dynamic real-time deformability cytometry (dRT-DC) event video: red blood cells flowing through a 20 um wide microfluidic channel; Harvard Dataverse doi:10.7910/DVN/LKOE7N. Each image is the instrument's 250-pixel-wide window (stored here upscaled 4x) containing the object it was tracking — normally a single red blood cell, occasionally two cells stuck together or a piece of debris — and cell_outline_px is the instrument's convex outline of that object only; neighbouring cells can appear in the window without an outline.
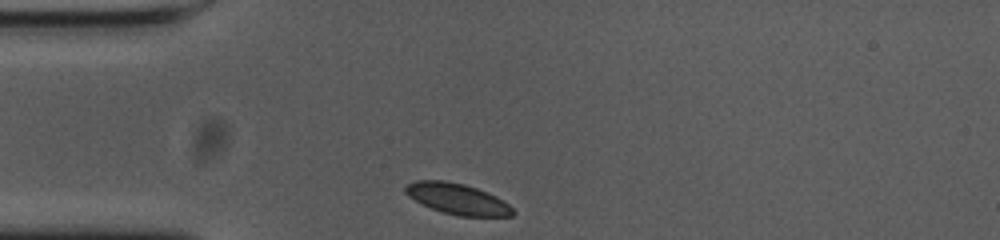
{"species": "common noctule bat (a hibernating species)", "species_latin": "Nyctalus noctula", "temperature_condition": "cold", "stored_images_in_passage": 31, "camera_frame_rate_fps": 3000, "um_per_image_px": 0.085, "animal": {"sex": "female", "body_mass_g": 23.0, "forearm_length_mm": 53.4}, "frame": {"image": 1, "passage_image": 1, "time_ms": 0.0, "image_size_px": [1000, 240], "cell_outline_px": [[516, 212], [512, 216], [460, 216], [444, 212], [432, 208], [408, 196], [404, 192], [404, 188], [408, 184], [416, 180], [444, 180], [464, 184], [488, 192], [496, 196], [508, 204]], "centroid_in_image_um": [38.89, 16.89], "position_along_channel_um": 46.1, "area_um2": 19.13}}
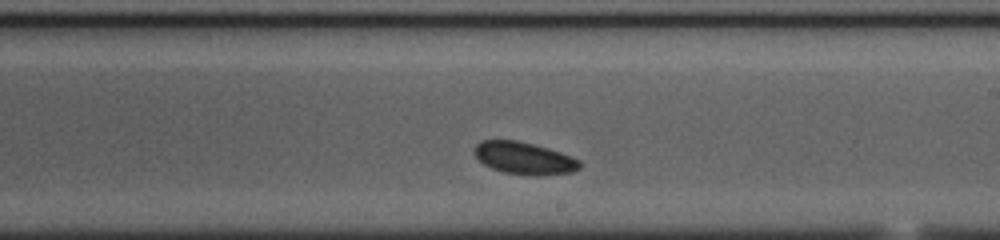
{"frame": {"image": 2, "passage_image": 19, "time_ms": 6.0, "image_size_px": [1000, 240], "cell_outline_px": [[580, 168], [572, 172], [540, 176], [532, 176], [504, 172], [492, 168], [484, 164], [472, 152], [476, 144], [480, 140], [516, 140], [548, 148], [560, 152], [580, 160]], "centroid_in_image_um": [44.54, 13.45], "position_along_channel_um": 244.5, "area_um2": 19.83}}
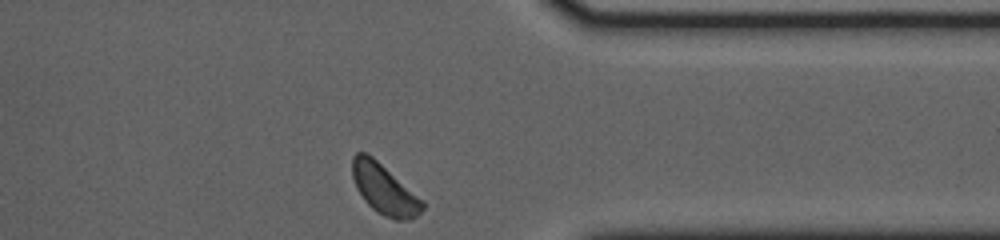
{"frame": {"image": 3, "passage_image": 31, "time_ms": 10.0, "image_size_px": [1000, 240], "cell_outline_px": [[424, 208], [416, 216], [408, 220], [396, 220], [384, 216], [376, 212], [364, 200], [356, 188], [352, 176], [352, 156], [356, 152], [364, 152], [372, 156], [424, 200]], "centroid_in_image_um": [32.66, 16.09], "position_along_channel_um": 378.7, "area_um2": 20.52}, "authors_computed_cell_mechanics": {"area_um2": 19.5942, "velocity_mm_per_s": 3.5865, "shape_relaxation_time_tau1_ms": 2.3326, "shape_relaxation_time_tau2_ms": 8.1751, "deformation_change_tau1": 0.0466, "deformation_change_tau2": 0.0574}}